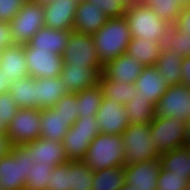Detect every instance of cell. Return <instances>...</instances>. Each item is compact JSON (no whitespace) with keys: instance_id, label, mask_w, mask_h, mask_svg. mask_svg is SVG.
Masks as SVG:
<instances>
[{"instance_id":"cell-1","label":"cell","mask_w":190,"mask_h":190,"mask_svg":"<svg viewBox=\"0 0 190 190\" xmlns=\"http://www.w3.org/2000/svg\"><path fill=\"white\" fill-rule=\"evenodd\" d=\"M92 36L98 60L103 66L125 54L131 41V31L124 16L108 18L103 27Z\"/></svg>"},{"instance_id":"cell-2","label":"cell","mask_w":190,"mask_h":190,"mask_svg":"<svg viewBox=\"0 0 190 190\" xmlns=\"http://www.w3.org/2000/svg\"><path fill=\"white\" fill-rule=\"evenodd\" d=\"M124 17L130 28L131 38L164 43L168 30L172 26L142 3L128 4Z\"/></svg>"},{"instance_id":"cell-3","label":"cell","mask_w":190,"mask_h":190,"mask_svg":"<svg viewBox=\"0 0 190 190\" xmlns=\"http://www.w3.org/2000/svg\"><path fill=\"white\" fill-rule=\"evenodd\" d=\"M122 135L99 133L87 149L83 161L92 171L125 166Z\"/></svg>"},{"instance_id":"cell-4","label":"cell","mask_w":190,"mask_h":190,"mask_svg":"<svg viewBox=\"0 0 190 190\" xmlns=\"http://www.w3.org/2000/svg\"><path fill=\"white\" fill-rule=\"evenodd\" d=\"M150 124H130L122 134L125 165L159 159L150 139Z\"/></svg>"},{"instance_id":"cell-5","label":"cell","mask_w":190,"mask_h":190,"mask_svg":"<svg viewBox=\"0 0 190 190\" xmlns=\"http://www.w3.org/2000/svg\"><path fill=\"white\" fill-rule=\"evenodd\" d=\"M14 45H24L45 26L44 4L27 0L9 22Z\"/></svg>"},{"instance_id":"cell-6","label":"cell","mask_w":190,"mask_h":190,"mask_svg":"<svg viewBox=\"0 0 190 190\" xmlns=\"http://www.w3.org/2000/svg\"><path fill=\"white\" fill-rule=\"evenodd\" d=\"M99 134L95 116L79 117L64 136L63 145L69 161L83 160L92 140Z\"/></svg>"},{"instance_id":"cell-7","label":"cell","mask_w":190,"mask_h":190,"mask_svg":"<svg viewBox=\"0 0 190 190\" xmlns=\"http://www.w3.org/2000/svg\"><path fill=\"white\" fill-rule=\"evenodd\" d=\"M22 167L26 177L24 190H46L54 166L40 157V138L22 145Z\"/></svg>"},{"instance_id":"cell-8","label":"cell","mask_w":190,"mask_h":190,"mask_svg":"<svg viewBox=\"0 0 190 190\" xmlns=\"http://www.w3.org/2000/svg\"><path fill=\"white\" fill-rule=\"evenodd\" d=\"M150 127V139L159 155L186 145L185 125L180 119L155 117Z\"/></svg>"},{"instance_id":"cell-9","label":"cell","mask_w":190,"mask_h":190,"mask_svg":"<svg viewBox=\"0 0 190 190\" xmlns=\"http://www.w3.org/2000/svg\"><path fill=\"white\" fill-rule=\"evenodd\" d=\"M40 125V109L20 108L7 128L8 145H24L40 138Z\"/></svg>"},{"instance_id":"cell-10","label":"cell","mask_w":190,"mask_h":190,"mask_svg":"<svg viewBox=\"0 0 190 190\" xmlns=\"http://www.w3.org/2000/svg\"><path fill=\"white\" fill-rule=\"evenodd\" d=\"M62 59L63 63L68 65L96 67L101 73L103 72V65L98 60L93 36L89 34L73 31L63 51Z\"/></svg>"},{"instance_id":"cell-11","label":"cell","mask_w":190,"mask_h":190,"mask_svg":"<svg viewBox=\"0 0 190 190\" xmlns=\"http://www.w3.org/2000/svg\"><path fill=\"white\" fill-rule=\"evenodd\" d=\"M155 117H176L185 122L190 117V87L169 86L155 105Z\"/></svg>"},{"instance_id":"cell-12","label":"cell","mask_w":190,"mask_h":190,"mask_svg":"<svg viewBox=\"0 0 190 190\" xmlns=\"http://www.w3.org/2000/svg\"><path fill=\"white\" fill-rule=\"evenodd\" d=\"M29 76L33 78L60 77L62 71V55L54 54L49 50L32 48L24 44Z\"/></svg>"},{"instance_id":"cell-13","label":"cell","mask_w":190,"mask_h":190,"mask_svg":"<svg viewBox=\"0 0 190 190\" xmlns=\"http://www.w3.org/2000/svg\"><path fill=\"white\" fill-rule=\"evenodd\" d=\"M26 177L23 176L22 145H13L0 157L1 190H24Z\"/></svg>"},{"instance_id":"cell-14","label":"cell","mask_w":190,"mask_h":190,"mask_svg":"<svg viewBox=\"0 0 190 190\" xmlns=\"http://www.w3.org/2000/svg\"><path fill=\"white\" fill-rule=\"evenodd\" d=\"M95 118L99 133L122 135L130 125L125 106L104 97Z\"/></svg>"},{"instance_id":"cell-15","label":"cell","mask_w":190,"mask_h":190,"mask_svg":"<svg viewBox=\"0 0 190 190\" xmlns=\"http://www.w3.org/2000/svg\"><path fill=\"white\" fill-rule=\"evenodd\" d=\"M160 170L159 159L125 165V183L133 184L135 190H157Z\"/></svg>"},{"instance_id":"cell-16","label":"cell","mask_w":190,"mask_h":190,"mask_svg":"<svg viewBox=\"0 0 190 190\" xmlns=\"http://www.w3.org/2000/svg\"><path fill=\"white\" fill-rule=\"evenodd\" d=\"M101 72L96 67L62 64L60 78L68 93H77L99 84Z\"/></svg>"},{"instance_id":"cell-17","label":"cell","mask_w":190,"mask_h":190,"mask_svg":"<svg viewBox=\"0 0 190 190\" xmlns=\"http://www.w3.org/2000/svg\"><path fill=\"white\" fill-rule=\"evenodd\" d=\"M145 65L127 53L107 62L101 73L106 79L135 84Z\"/></svg>"},{"instance_id":"cell-18","label":"cell","mask_w":190,"mask_h":190,"mask_svg":"<svg viewBox=\"0 0 190 190\" xmlns=\"http://www.w3.org/2000/svg\"><path fill=\"white\" fill-rule=\"evenodd\" d=\"M77 3V0H54L44 4L45 26L73 30Z\"/></svg>"},{"instance_id":"cell-19","label":"cell","mask_w":190,"mask_h":190,"mask_svg":"<svg viewBox=\"0 0 190 190\" xmlns=\"http://www.w3.org/2000/svg\"><path fill=\"white\" fill-rule=\"evenodd\" d=\"M108 17L97 5L86 0L77 3L73 31L93 35L107 22Z\"/></svg>"},{"instance_id":"cell-20","label":"cell","mask_w":190,"mask_h":190,"mask_svg":"<svg viewBox=\"0 0 190 190\" xmlns=\"http://www.w3.org/2000/svg\"><path fill=\"white\" fill-rule=\"evenodd\" d=\"M136 94L146 98L153 105L169 88L155 66H146L135 81Z\"/></svg>"},{"instance_id":"cell-21","label":"cell","mask_w":190,"mask_h":190,"mask_svg":"<svg viewBox=\"0 0 190 190\" xmlns=\"http://www.w3.org/2000/svg\"><path fill=\"white\" fill-rule=\"evenodd\" d=\"M0 69L12 82L28 77L24 45L15 44L0 50Z\"/></svg>"},{"instance_id":"cell-22","label":"cell","mask_w":190,"mask_h":190,"mask_svg":"<svg viewBox=\"0 0 190 190\" xmlns=\"http://www.w3.org/2000/svg\"><path fill=\"white\" fill-rule=\"evenodd\" d=\"M72 32L73 30H56L44 26L27 44L32 48L49 50L54 54L62 55Z\"/></svg>"},{"instance_id":"cell-23","label":"cell","mask_w":190,"mask_h":190,"mask_svg":"<svg viewBox=\"0 0 190 190\" xmlns=\"http://www.w3.org/2000/svg\"><path fill=\"white\" fill-rule=\"evenodd\" d=\"M37 109H49L68 92L60 77L35 78Z\"/></svg>"},{"instance_id":"cell-24","label":"cell","mask_w":190,"mask_h":190,"mask_svg":"<svg viewBox=\"0 0 190 190\" xmlns=\"http://www.w3.org/2000/svg\"><path fill=\"white\" fill-rule=\"evenodd\" d=\"M72 125L54 108L41 110V136L51 141L63 142L64 136Z\"/></svg>"},{"instance_id":"cell-25","label":"cell","mask_w":190,"mask_h":190,"mask_svg":"<svg viewBox=\"0 0 190 190\" xmlns=\"http://www.w3.org/2000/svg\"><path fill=\"white\" fill-rule=\"evenodd\" d=\"M163 43L141 38H131L127 54L136 56L139 62L146 66H155L163 49Z\"/></svg>"},{"instance_id":"cell-26","label":"cell","mask_w":190,"mask_h":190,"mask_svg":"<svg viewBox=\"0 0 190 190\" xmlns=\"http://www.w3.org/2000/svg\"><path fill=\"white\" fill-rule=\"evenodd\" d=\"M183 58L175 52L162 49L155 67L169 86L181 85V67Z\"/></svg>"},{"instance_id":"cell-27","label":"cell","mask_w":190,"mask_h":190,"mask_svg":"<svg viewBox=\"0 0 190 190\" xmlns=\"http://www.w3.org/2000/svg\"><path fill=\"white\" fill-rule=\"evenodd\" d=\"M93 172L83 160L68 161V190H92Z\"/></svg>"},{"instance_id":"cell-28","label":"cell","mask_w":190,"mask_h":190,"mask_svg":"<svg viewBox=\"0 0 190 190\" xmlns=\"http://www.w3.org/2000/svg\"><path fill=\"white\" fill-rule=\"evenodd\" d=\"M99 85L104 98L123 105L129 100H133V97L137 95L135 84L106 79L102 74L100 75Z\"/></svg>"},{"instance_id":"cell-29","label":"cell","mask_w":190,"mask_h":190,"mask_svg":"<svg viewBox=\"0 0 190 190\" xmlns=\"http://www.w3.org/2000/svg\"><path fill=\"white\" fill-rule=\"evenodd\" d=\"M9 92L19 108L37 109L35 78L28 76L14 81Z\"/></svg>"},{"instance_id":"cell-30","label":"cell","mask_w":190,"mask_h":190,"mask_svg":"<svg viewBox=\"0 0 190 190\" xmlns=\"http://www.w3.org/2000/svg\"><path fill=\"white\" fill-rule=\"evenodd\" d=\"M124 106L129 124H150L155 118V105L141 96H134Z\"/></svg>"},{"instance_id":"cell-31","label":"cell","mask_w":190,"mask_h":190,"mask_svg":"<svg viewBox=\"0 0 190 190\" xmlns=\"http://www.w3.org/2000/svg\"><path fill=\"white\" fill-rule=\"evenodd\" d=\"M159 160L162 169L190 179V156L184 147L161 154Z\"/></svg>"},{"instance_id":"cell-32","label":"cell","mask_w":190,"mask_h":190,"mask_svg":"<svg viewBox=\"0 0 190 190\" xmlns=\"http://www.w3.org/2000/svg\"><path fill=\"white\" fill-rule=\"evenodd\" d=\"M124 183L123 166H115L93 172L92 190H118Z\"/></svg>"},{"instance_id":"cell-33","label":"cell","mask_w":190,"mask_h":190,"mask_svg":"<svg viewBox=\"0 0 190 190\" xmlns=\"http://www.w3.org/2000/svg\"><path fill=\"white\" fill-rule=\"evenodd\" d=\"M141 3L153 10L159 18L173 25L187 0H142Z\"/></svg>"},{"instance_id":"cell-34","label":"cell","mask_w":190,"mask_h":190,"mask_svg":"<svg viewBox=\"0 0 190 190\" xmlns=\"http://www.w3.org/2000/svg\"><path fill=\"white\" fill-rule=\"evenodd\" d=\"M79 117L96 116L103 98V91L99 84L77 92Z\"/></svg>"},{"instance_id":"cell-35","label":"cell","mask_w":190,"mask_h":190,"mask_svg":"<svg viewBox=\"0 0 190 190\" xmlns=\"http://www.w3.org/2000/svg\"><path fill=\"white\" fill-rule=\"evenodd\" d=\"M40 157L54 167L69 161L63 142L51 141L40 137Z\"/></svg>"},{"instance_id":"cell-36","label":"cell","mask_w":190,"mask_h":190,"mask_svg":"<svg viewBox=\"0 0 190 190\" xmlns=\"http://www.w3.org/2000/svg\"><path fill=\"white\" fill-rule=\"evenodd\" d=\"M168 52L178 53L182 58L190 56V36L171 26L163 43Z\"/></svg>"},{"instance_id":"cell-37","label":"cell","mask_w":190,"mask_h":190,"mask_svg":"<svg viewBox=\"0 0 190 190\" xmlns=\"http://www.w3.org/2000/svg\"><path fill=\"white\" fill-rule=\"evenodd\" d=\"M53 108L65 119L69 120L71 125L79 118L76 93H67L55 103Z\"/></svg>"},{"instance_id":"cell-38","label":"cell","mask_w":190,"mask_h":190,"mask_svg":"<svg viewBox=\"0 0 190 190\" xmlns=\"http://www.w3.org/2000/svg\"><path fill=\"white\" fill-rule=\"evenodd\" d=\"M187 180L185 175H177L161 168L157 190H185Z\"/></svg>"},{"instance_id":"cell-39","label":"cell","mask_w":190,"mask_h":190,"mask_svg":"<svg viewBox=\"0 0 190 190\" xmlns=\"http://www.w3.org/2000/svg\"><path fill=\"white\" fill-rule=\"evenodd\" d=\"M97 5L108 18L125 15L128 3L125 0H86Z\"/></svg>"},{"instance_id":"cell-40","label":"cell","mask_w":190,"mask_h":190,"mask_svg":"<svg viewBox=\"0 0 190 190\" xmlns=\"http://www.w3.org/2000/svg\"><path fill=\"white\" fill-rule=\"evenodd\" d=\"M67 187L68 174H66V163L53 167L46 190H68Z\"/></svg>"},{"instance_id":"cell-41","label":"cell","mask_w":190,"mask_h":190,"mask_svg":"<svg viewBox=\"0 0 190 190\" xmlns=\"http://www.w3.org/2000/svg\"><path fill=\"white\" fill-rule=\"evenodd\" d=\"M19 109L10 92L0 94V120L4 121L7 126Z\"/></svg>"},{"instance_id":"cell-42","label":"cell","mask_w":190,"mask_h":190,"mask_svg":"<svg viewBox=\"0 0 190 190\" xmlns=\"http://www.w3.org/2000/svg\"><path fill=\"white\" fill-rule=\"evenodd\" d=\"M27 0H0V21L10 22Z\"/></svg>"},{"instance_id":"cell-43","label":"cell","mask_w":190,"mask_h":190,"mask_svg":"<svg viewBox=\"0 0 190 190\" xmlns=\"http://www.w3.org/2000/svg\"><path fill=\"white\" fill-rule=\"evenodd\" d=\"M172 26L181 33H186V36H190V4L183 5L180 15Z\"/></svg>"},{"instance_id":"cell-44","label":"cell","mask_w":190,"mask_h":190,"mask_svg":"<svg viewBox=\"0 0 190 190\" xmlns=\"http://www.w3.org/2000/svg\"><path fill=\"white\" fill-rule=\"evenodd\" d=\"M14 45L12 31L8 22L0 21V50Z\"/></svg>"},{"instance_id":"cell-45","label":"cell","mask_w":190,"mask_h":190,"mask_svg":"<svg viewBox=\"0 0 190 190\" xmlns=\"http://www.w3.org/2000/svg\"><path fill=\"white\" fill-rule=\"evenodd\" d=\"M181 85L190 87V56L183 58L181 67Z\"/></svg>"},{"instance_id":"cell-46","label":"cell","mask_w":190,"mask_h":190,"mask_svg":"<svg viewBox=\"0 0 190 190\" xmlns=\"http://www.w3.org/2000/svg\"><path fill=\"white\" fill-rule=\"evenodd\" d=\"M12 84L13 82L9 81L7 76H5L0 69V94L9 92Z\"/></svg>"},{"instance_id":"cell-47","label":"cell","mask_w":190,"mask_h":190,"mask_svg":"<svg viewBox=\"0 0 190 190\" xmlns=\"http://www.w3.org/2000/svg\"><path fill=\"white\" fill-rule=\"evenodd\" d=\"M9 147L7 137L0 135V157L9 150Z\"/></svg>"},{"instance_id":"cell-48","label":"cell","mask_w":190,"mask_h":190,"mask_svg":"<svg viewBox=\"0 0 190 190\" xmlns=\"http://www.w3.org/2000/svg\"><path fill=\"white\" fill-rule=\"evenodd\" d=\"M185 125V137L186 141L185 144L189 145L190 144V117L184 122Z\"/></svg>"},{"instance_id":"cell-49","label":"cell","mask_w":190,"mask_h":190,"mask_svg":"<svg viewBox=\"0 0 190 190\" xmlns=\"http://www.w3.org/2000/svg\"><path fill=\"white\" fill-rule=\"evenodd\" d=\"M7 128V124L0 120V135L6 136Z\"/></svg>"},{"instance_id":"cell-50","label":"cell","mask_w":190,"mask_h":190,"mask_svg":"<svg viewBox=\"0 0 190 190\" xmlns=\"http://www.w3.org/2000/svg\"><path fill=\"white\" fill-rule=\"evenodd\" d=\"M118 190H135L133 184L124 183L123 186Z\"/></svg>"},{"instance_id":"cell-51","label":"cell","mask_w":190,"mask_h":190,"mask_svg":"<svg viewBox=\"0 0 190 190\" xmlns=\"http://www.w3.org/2000/svg\"><path fill=\"white\" fill-rule=\"evenodd\" d=\"M128 4L141 3L142 0H125Z\"/></svg>"},{"instance_id":"cell-52","label":"cell","mask_w":190,"mask_h":190,"mask_svg":"<svg viewBox=\"0 0 190 190\" xmlns=\"http://www.w3.org/2000/svg\"><path fill=\"white\" fill-rule=\"evenodd\" d=\"M35 1L41 2V3H43V4H46V3L52 2V1H54V0H35Z\"/></svg>"},{"instance_id":"cell-53","label":"cell","mask_w":190,"mask_h":190,"mask_svg":"<svg viewBox=\"0 0 190 190\" xmlns=\"http://www.w3.org/2000/svg\"><path fill=\"white\" fill-rule=\"evenodd\" d=\"M184 148H185L187 154L190 156V144L189 145H185Z\"/></svg>"},{"instance_id":"cell-54","label":"cell","mask_w":190,"mask_h":190,"mask_svg":"<svg viewBox=\"0 0 190 190\" xmlns=\"http://www.w3.org/2000/svg\"><path fill=\"white\" fill-rule=\"evenodd\" d=\"M185 190H190V179L187 180Z\"/></svg>"}]
</instances>
